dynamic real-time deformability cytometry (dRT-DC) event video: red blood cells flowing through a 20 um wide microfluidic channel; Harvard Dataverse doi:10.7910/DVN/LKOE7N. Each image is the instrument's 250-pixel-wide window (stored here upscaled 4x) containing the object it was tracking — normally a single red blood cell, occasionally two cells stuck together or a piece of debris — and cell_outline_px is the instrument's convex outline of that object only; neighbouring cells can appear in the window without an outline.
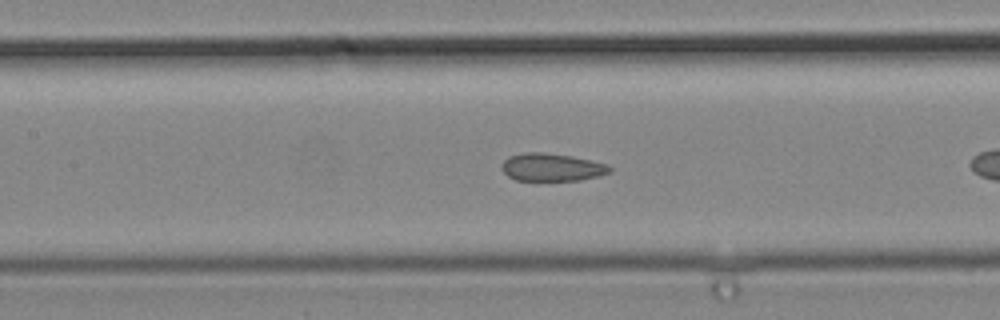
{"species": "common noctule bat (a hibernating species)", "species_latin": "Nyctalus noctula", "temperature_condition": "cold", "stored_images_in_passage": 22, "camera_frame_rate_fps": 3000, "um_per_image_px": 0.085, "animal": {"sex": "male", "body_mass_g": 19.2, "forearm_length_mm": 51.8}, "frame": {"image": 1, "passage_image": 9, "time_ms": 2.667, "image_size_px": [1000, 320], "cell_outline_px": [[612, 172], [600, 176], [580, 180], [516, 180], [508, 176], [500, 168], [500, 164], [508, 156], [524, 152], [544, 152], [572, 156], [608, 164], [612, 168]], "centroid_in_image_um": [46.9, 14.21], "position_along_channel_um": 160.5, "area_um2": 17.69}}
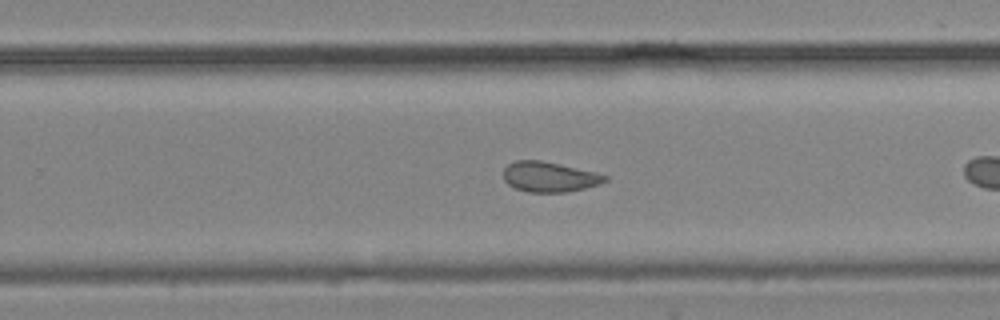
{"frame": {"image": 2, "passage_image": 17, "time_ms": 5.333, "image_size_px": [1000, 320], "cell_outline_px": [[608, 180], [600, 184], [584, 188], [564, 192], [528, 192], [516, 188], [508, 184], [504, 180], [504, 168], [508, 164], [516, 160], [540, 160], [560, 164], [596, 172], [608, 176]], "centroid_in_image_um": [46.7, 15.03], "position_along_channel_um": 283.1, "area_um2": 17.8}}